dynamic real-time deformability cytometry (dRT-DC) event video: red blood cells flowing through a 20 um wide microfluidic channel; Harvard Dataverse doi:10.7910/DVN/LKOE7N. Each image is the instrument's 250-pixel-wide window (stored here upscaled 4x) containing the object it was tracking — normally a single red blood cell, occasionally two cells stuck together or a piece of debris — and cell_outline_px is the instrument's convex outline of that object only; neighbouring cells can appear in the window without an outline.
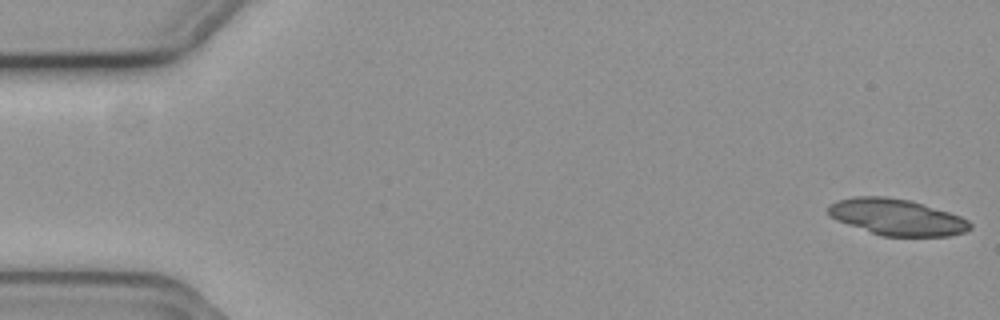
{"species": "common noctule bat (a hibernating species)", "species_latin": "Nyctalus noctula", "temperature_condition": "cold", "stored_images_in_passage": 10, "camera_frame_rate_fps": 3000, "um_per_image_px": 0.085, "animal": {"sex": "female", "body_mass_g": 19.3, "forearm_length_mm": 54.1}, "frame": {"image": 1, "passage_image": 1, "time_ms": 0.0, "image_size_px": [1000, 320], "cell_outline_px": [[972, 228], [964, 232], [948, 236], [880, 236], [836, 220], [828, 212], [828, 204], [836, 200], [852, 196], [884, 196], [908, 200], [948, 212], [960, 216], [968, 220], [972, 224]], "centroid_in_image_um": [76.2, 18.45], "position_along_channel_um": 8.8, "area_um2": 29.94}}